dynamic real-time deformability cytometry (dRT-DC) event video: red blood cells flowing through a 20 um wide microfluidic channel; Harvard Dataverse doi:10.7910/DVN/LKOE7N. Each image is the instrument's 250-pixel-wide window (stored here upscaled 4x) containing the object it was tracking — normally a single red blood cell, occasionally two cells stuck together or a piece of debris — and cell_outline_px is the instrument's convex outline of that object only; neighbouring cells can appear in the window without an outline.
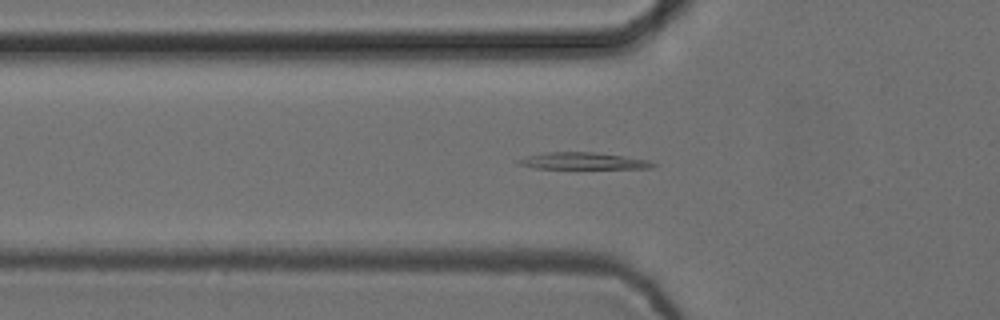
{"species": "common noctule bat (a hibernating species)", "species_latin": "Nyctalus noctula", "temperature_condition": "cold", "stored_images_in_passage": 39, "camera_frame_rate_fps": 3000, "um_per_image_px": 0.085, "animal": {"sex": "female", "body_mass_g": 24.6, "forearm_length_mm": 56.2}, "frame": {"image": 1, "passage_image": 3, "time_ms": 0.667, "image_size_px": [1000, 320], "cell_outline_px": [[656, 164], [652, 168], [532, 168], [516, 164], [516, 160], [528, 156], [548, 152], [596, 152], [624, 156], [648, 160]], "centroid_in_image_um": [49.52, 13.68], "position_along_channel_um": 76.3, "area_um2": 13.06}}
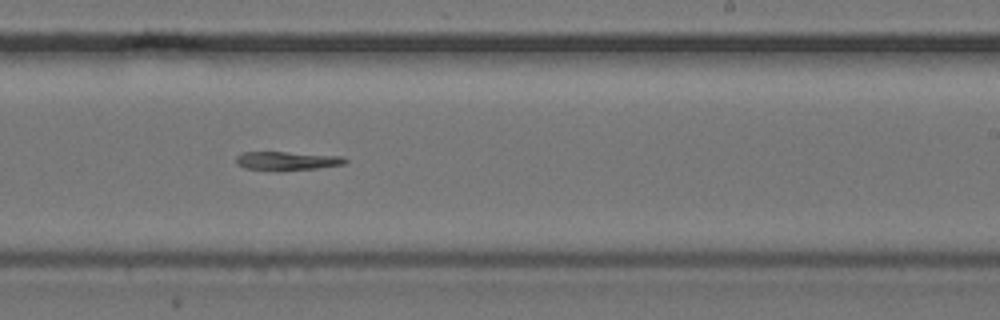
{"frame": {"image": 2, "passage_image": 18, "time_ms": 5.667, "image_size_px": [1000, 320], "cell_outline_px": [[348, 160], [344, 164], [316, 168], [280, 172], [276, 172], [244, 168], [236, 164], [236, 156], [244, 152], [288, 152], [340, 156]], "centroid_in_image_um": [24.33, 13.69], "position_along_channel_um": 264.7, "area_um2": 12.14}}
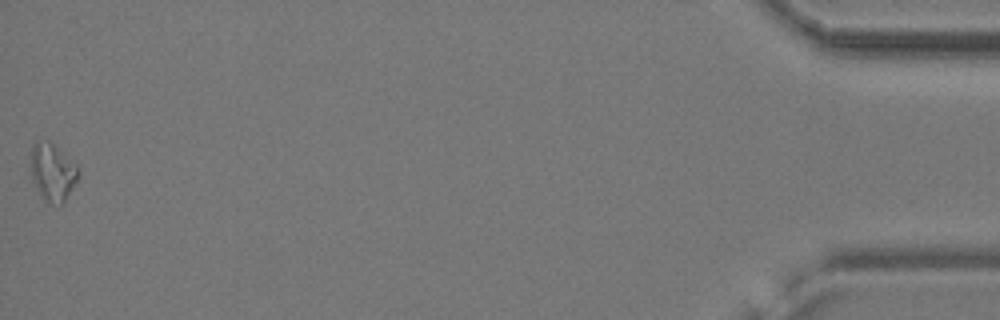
{"frame": {"image": 3, "passage_image": 39, "time_ms": 12.667, "image_size_px": [1000, 320], "cell_outline_px": [[80, 176], [64, 200], [60, 204], [52, 204], [40, 196], [32, 180], [32, 144], [36, 140], [48, 140], [76, 164], [80, 172]], "centroid_in_image_um": [4.47, 14.62], "position_along_channel_um": 430.7, "area_um2": 15.72}}